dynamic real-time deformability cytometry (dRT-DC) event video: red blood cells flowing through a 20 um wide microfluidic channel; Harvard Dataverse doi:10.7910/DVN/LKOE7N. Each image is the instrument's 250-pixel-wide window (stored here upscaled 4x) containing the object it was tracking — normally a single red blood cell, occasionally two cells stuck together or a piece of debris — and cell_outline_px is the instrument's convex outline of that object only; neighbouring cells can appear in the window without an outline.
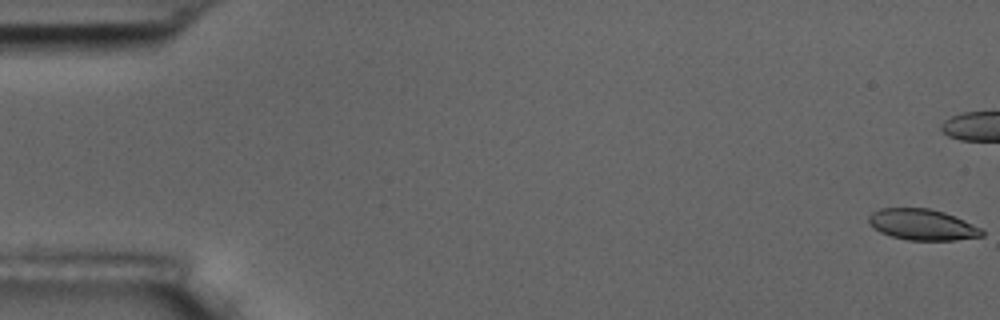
{"species": "common noctule bat (a hibernating species)", "species_latin": "Nyctalus noctula", "temperature_condition": "room temperature", "stored_images_in_passage": 8, "camera_frame_rate_fps": 3000, "um_per_image_px": 0.085, "animal": {"sex": "male", "body_mass_g": 17.5, "forearm_length_mm": 52.3}, "frame": {"image": 1, "passage_image": 1, "time_ms": 0.0, "image_size_px": [1000, 320], "cell_outline_px": [[984, 236], [956, 240], [908, 240], [892, 236], [880, 232], [868, 224], [868, 216], [872, 212], [880, 208], [928, 208], [944, 212], [964, 220], [980, 228], [984, 232]], "centroid_in_image_um": [78.38, 19.09], "position_along_channel_um": 6.6, "area_um2": 20.46}}